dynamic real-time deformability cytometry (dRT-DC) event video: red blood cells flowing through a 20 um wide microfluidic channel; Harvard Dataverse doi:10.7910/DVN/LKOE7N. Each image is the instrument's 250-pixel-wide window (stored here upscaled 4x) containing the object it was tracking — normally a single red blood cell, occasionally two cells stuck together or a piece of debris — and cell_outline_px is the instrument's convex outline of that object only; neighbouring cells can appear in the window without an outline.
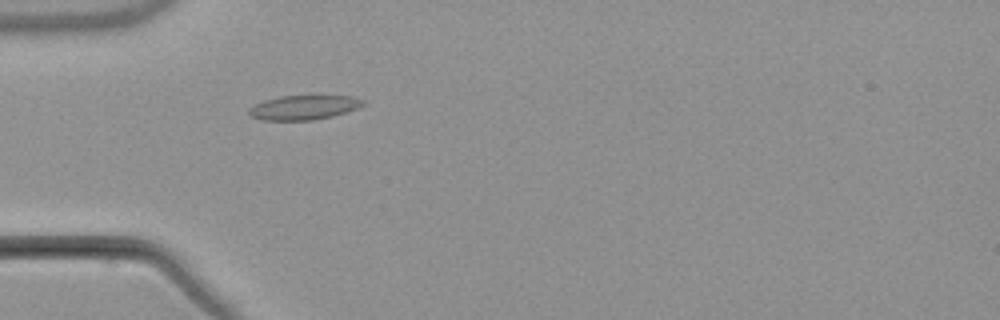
{"species": "common noctule bat (a hibernating species)", "species_latin": "Nyctalus noctula", "temperature_condition": "warm", "stored_images_in_passage": 4, "camera_frame_rate_fps": 3000, "um_per_image_px": 0.085, "animal": {"sex": "male", "body_mass_g": 21.5, "forearm_length_mm": 52.0}, "frame": {"image": 1, "passage_image": 4, "time_ms": 3.667, "image_size_px": [1000, 320], "cell_outline_px": [[364, 104], [356, 108], [332, 116], [312, 120], [260, 120], [252, 116], [248, 112], [256, 104], [264, 100], [280, 96], [352, 96], [364, 100]], "centroid_in_image_um": [25.82, 9.13], "position_along_channel_um": 59.2, "area_um2": 15.9}}